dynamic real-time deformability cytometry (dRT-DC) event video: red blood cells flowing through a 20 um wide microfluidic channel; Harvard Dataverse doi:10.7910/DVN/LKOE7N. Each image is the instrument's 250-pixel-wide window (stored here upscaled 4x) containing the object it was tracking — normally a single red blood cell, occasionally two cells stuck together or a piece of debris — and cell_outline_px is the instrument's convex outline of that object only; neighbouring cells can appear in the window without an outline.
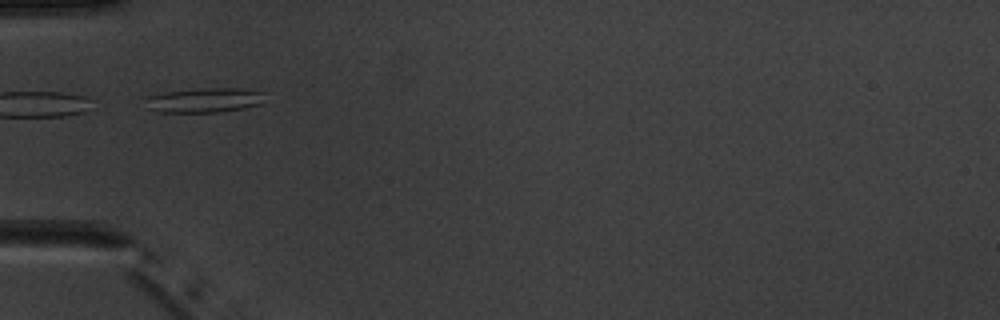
{"species": "common noctule bat (a hibernating species)", "species_latin": "Nyctalus noctula", "temperature_condition": "warm", "stored_images_in_passage": 8, "camera_frame_rate_fps": 3000, "um_per_image_px": 0.085, "animal": {"sex": "male", "body_mass_g": 20.1, "forearm_length_mm": 53.5}, "frame": {"image": 1, "passage_image": 5, "time_ms": 5.0, "image_size_px": [1000, 320], "cell_outline_px": [[264, 92], [260, 104], [244, 108], [220, 112], [156, 112], [148, 108], [148, 96], [164, 92], [208, 88], [240, 88]], "centroid_in_image_um": [17.39, 8.52], "position_along_channel_um": 67.6, "area_um2": 16.88}}
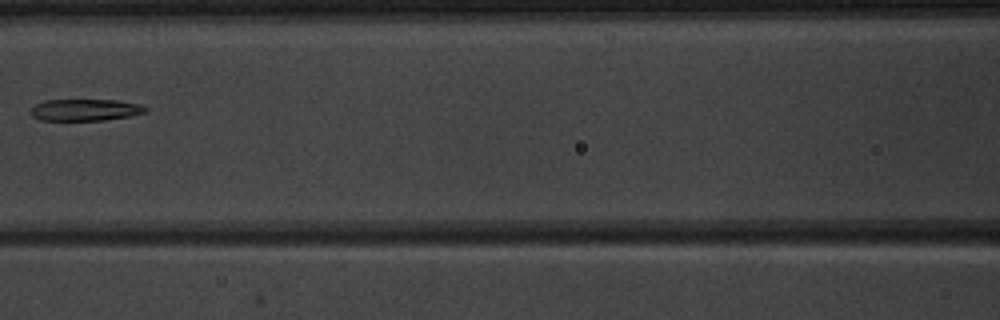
{"frame": {"image": 2, "passage_image": 7, "time_ms": 7.333, "image_size_px": [1000, 320], "cell_outline_px": [[148, 108], [144, 112], [132, 116], [104, 120], [40, 120], [32, 116], [28, 112], [36, 104], [44, 100], [116, 100], [140, 104]], "centroid_in_image_um": [7.22, 9.34], "position_along_channel_um": 159.4, "area_um2": 14.57}}
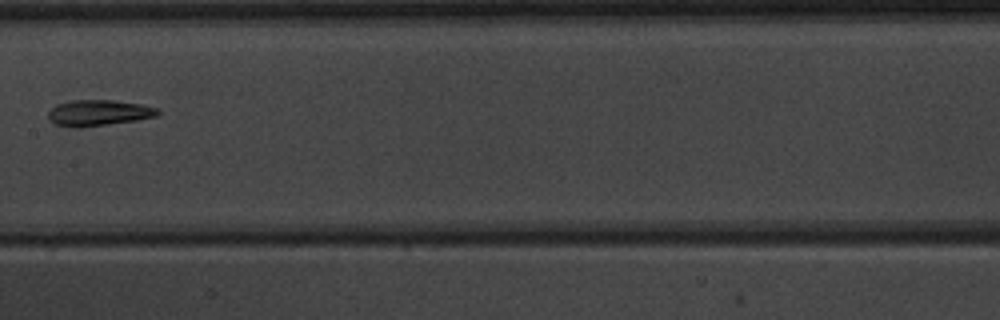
{"frame": {"image": 3, "passage_image": 8, "time_ms": 8.333, "image_size_px": [1000, 320], "cell_outline_px": [[160, 112], [156, 116], [136, 120], [80, 128], [76, 128], [56, 124], [48, 120], [48, 112], [56, 104], [72, 100], [112, 100], [140, 104], [156, 108]], "centroid_in_image_um": [8.33, 9.59], "position_along_channel_um": 199.1, "area_um2": 16.47}}